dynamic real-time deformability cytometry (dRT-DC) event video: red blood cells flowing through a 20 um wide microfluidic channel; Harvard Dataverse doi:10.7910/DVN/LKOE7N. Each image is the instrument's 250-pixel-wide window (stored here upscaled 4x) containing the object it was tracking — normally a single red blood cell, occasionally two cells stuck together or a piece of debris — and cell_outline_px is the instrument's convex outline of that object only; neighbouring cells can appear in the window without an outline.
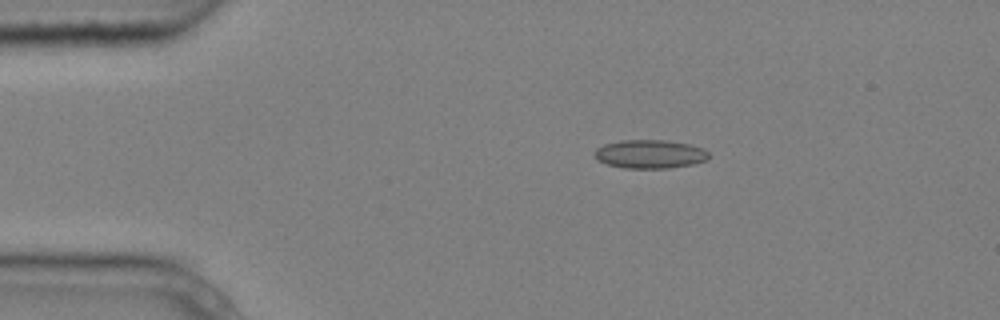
{"species": "common noctule bat (a hibernating species)", "species_latin": "Nyctalus noctula", "temperature_condition": "cold", "stored_images_in_passage": 6, "camera_frame_rate_fps": 3000, "um_per_image_px": 0.085, "animal": {"sex": "male", "body_mass_g": 20.4}, "frame": {"image": 1, "passage_image": 2, "time_ms": 0.333, "image_size_px": [1000, 320], "cell_outline_px": [[708, 160], [692, 164], [668, 168], [624, 168], [608, 164], [600, 160], [596, 156], [596, 148], [604, 144], [620, 140], [668, 140], [688, 144], [704, 148], [708, 152]], "centroid_in_image_um": [55.28, 13.09], "position_along_channel_um": 29.7, "area_um2": 18.9}}
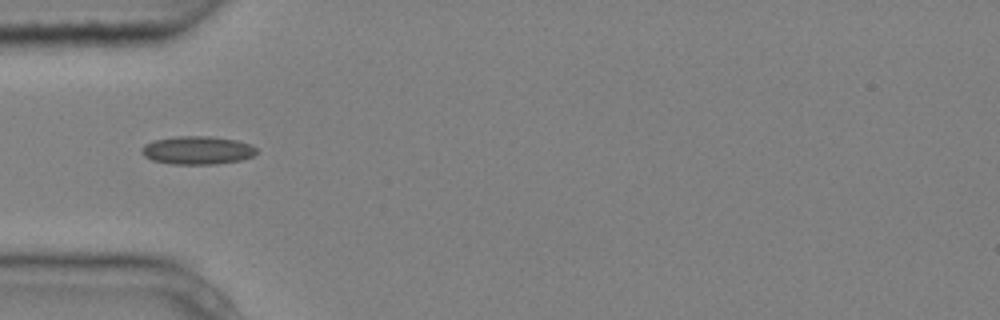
{"frame": {"image": 2, "passage_image": 4, "time_ms": 1.0, "image_size_px": [1000, 320], "cell_outline_px": [[256, 156], [244, 160], [216, 164], [172, 164], [152, 160], [144, 156], [140, 152], [144, 144], [152, 140], [176, 136], [212, 136], [236, 140], [248, 144], [256, 148]], "centroid_in_image_um": [16.78, 12.77], "position_along_channel_um": 68.2, "area_um2": 19.13}}
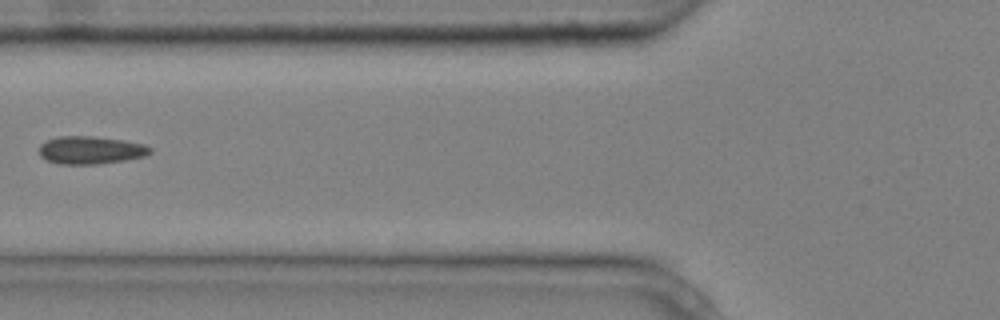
{"frame": {"image": 3, "passage_image": 5, "time_ms": 1.333, "image_size_px": [1000, 320], "cell_outline_px": [[152, 152], [144, 156], [124, 160], [100, 164], [60, 164], [48, 160], [40, 156], [40, 144], [48, 140], [60, 136], [92, 136], [124, 140], [144, 144], [152, 148]], "centroid_in_image_um": [7.73, 12.76], "position_along_channel_um": 118.1, "area_um2": 17.92}}